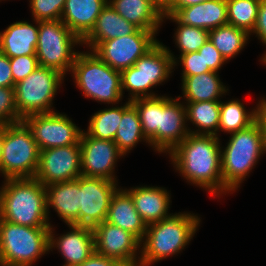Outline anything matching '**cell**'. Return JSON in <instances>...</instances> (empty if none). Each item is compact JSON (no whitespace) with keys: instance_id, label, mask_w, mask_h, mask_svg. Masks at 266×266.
I'll list each match as a JSON object with an SVG mask.
<instances>
[{"instance_id":"484cf974","label":"cell","mask_w":266,"mask_h":266,"mask_svg":"<svg viewBox=\"0 0 266 266\" xmlns=\"http://www.w3.org/2000/svg\"><path fill=\"white\" fill-rule=\"evenodd\" d=\"M38 27L26 21L11 24L0 33V51L9 58L36 55Z\"/></svg>"},{"instance_id":"5bb4252c","label":"cell","mask_w":266,"mask_h":266,"mask_svg":"<svg viewBox=\"0 0 266 266\" xmlns=\"http://www.w3.org/2000/svg\"><path fill=\"white\" fill-rule=\"evenodd\" d=\"M116 182L99 177H79V226L95 227L107 218Z\"/></svg>"},{"instance_id":"e0dca14e","label":"cell","mask_w":266,"mask_h":266,"mask_svg":"<svg viewBox=\"0 0 266 266\" xmlns=\"http://www.w3.org/2000/svg\"><path fill=\"white\" fill-rule=\"evenodd\" d=\"M81 174L85 177H99L116 182L113 175L118 156H123L112 140H100L86 132L80 136Z\"/></svg>"},{"instance_id":"7a4b0ae2","label":"cell","mask_w":266,"mask_h":266,"mask_svg":"<svg viewBox=\"0 0 266 266\" xmlns=\"http://www.w3.org/2000/svg\"><path fill=\"white\" fill-rule=\"evenodd\" d=\"M180 98L156 96L131 101L145 137L158 152L170 153L190 133L185 125L186 107L178 102Z\"/></svg>"},{"instance_id":"8992f818","label":"cell","mask_w":266,"mask_h":266,"mask_svg":"<svg viewBox=\"0 0 266 266\" xmlns=\"http://www.w3.org/2000/svg\"><path fill=\"white\" fill-rule=\"evenodd\" d=\"M50 227H29L0 218V266H31L48 252Z\"/></svg>"},{"instance_id":"74e56055","label":"cell","mask_w":266,"mask_h":266,"mask_svg":"<svg viewBox=\"0 0 266 266\" xmlns=\"http://www.w3.org/2000/svg\"><path fill=\"white\" fill-rule=\"evenodd\" d=\"M180 62L184 67L182 77L194 76L212 71L209 67H205V60L203 59V55L199 52L181 54Z\"/></svg>"},{"instance_id":"8fae6325","label":"cell","mask_w":266,"mask_h":266,"mask_svg":"<svg viewBox=\"0 0 266 266\" xmlns=\"http://www.w3.org/2000/svg\"><path fill=\"white\" fill-rule=\"evenodd\" d=\"M35 22L38 25L36 56L39 66L56 69L65 75L71 71L78 53L72 48L82 41L61 20Z\"/></svg>"},{"instance_id":"7dc6e473","label":"cell","mask_w":266,"mask_h":266,"mask_svg":"<svg viewBox=\"0 0 266 266\" xmlns=\"http://www.w3.org/2000/svg\"><path fill=\"white\" fill-rule=\"evenodd\" d=\"M262 61L266 64V54L262 57Z\"/></svg>"},{"instance_id":"cb8c5ba5","label":"cell","mask_w":266,"mask_h":266,"mask_svg":"<svg viewBox=\"0 0 266 266\" xmlns=\"http://www.w3.org/2000/svg\"><path fill=\"white\" fill-rule=\"evenodd\" d=\"M134 202L135 209L146 225L156 223L170 216L169 193L160 187H136L126 190Z\"/></svg>"},{"instance_id":"7bdbcfd3","label":"cell","mask_w":266,"mask_h":266,"mask_svg":"<svg viewBox=\"0 0 266 266\" xmlns=\"http://www.w3.org/2000/svg\"><path fill=\"white\" fill-rule=\"evenodd\" d=\"M206 0H173L163 11V15H174L179 9L202 3Z\"/></svg>"},{"instance_id":"5b68a950","label":"cell","mask_w":266,"mask_h":266,"mask_svg":"<svg viewBox=\"0 0 266 266\" xmlns=\"http://www.w3.org/2000/svg\"><path fill=\"white\" fill-rule=\"evenodd\" d=\"M263 154V138L256 120L248 128L232 133L227 147L221 151L223 192L234 191Z\"/></svg>"},{"instance_id":"2e32d148","label":"cell","mask_w":266,"mask_h":266,"mask_svg":"<svg viewBox=\"0 0 266 266\" xmlns=\"http://www.w3.org/2000/svg\"><path fill=\"white\" fill-rule=\"evenodd\" d=\"M95 252L123 266H139L136 259L141 241L131 232L106 221L93 227Z\"/></svg>"},{"instance_id":"4dcf8cb0","label":"cell","mask_w":266,"mask_h":266,"mask_svg":"<svg viewBox=\"0 0 266 266\" xmlns=\"http://www.w3.org/2000/svg\"><path fill=\"white\" fill-rule=\"evenodd\" d=\"M249 34L232 25L209 30V39L227 61L240 52L247 43Z\"/></svg>"},{"instance_id":"83f0119b","label":"cell","mask_w":266,"mask_h":266,"mask_svg":"<svg viewBox=\"0 0 266 266\" xmlns=\"http://www.w3.org/2000/svg\"><path fill=\"white\" fill-rule=\"evenodd\" d=\"M141 139L149 143L142 131V125L136 107L129 100L124 105V113L114 138L119 151L124 155Z\"/></svg>"},{"instance_id":"b9f144b4","label":"cell","mask_w":266,"mask_h":266,"mask_svg":"<svg viewBox=\"0 0 266 266\" xmlns=\"http://www.w3.org/2000/svg\"><path fill=\"white\" fill-rule=\"evenodd\" d=\"M79 266H123L117 260L102 256L94 252L87 260Z\"/></svg>"},{"instance_id":"c3c4849f","label":"cell","mask_w":266,"mask_h":266,"mask_svg":"<svg viewBox=\"0 0 266 266\" xmlns=\"http://www.w3.org/2000/svg\"><path fill=\"white\" fill-rule=\"evenodd\" d=\"M63 266H79V265H68V264H64Z\"/></svg>"},{"instance_id":"603a6c76","label":"cell","mask_w":266,"mask_h":266,"mask_svg":"<svg viewBox=\"0 0 266 266\" xmlns=\"http://www.w3.org/2000/svg\"><path fill=\"white\" fill-rule=\"evenodd\" d=\"M115 11L140 30L155 34L163 21V11L152 0H110Z\"/></svg>"},{"instance_id":"836d02e7","label":"cell","mask_w":266,"mask_h":266,"mask_svg":"<svg viewBox=\"0 0 266 266\" xmlns=\"http://www.w3.org/2000/svg\"><path fill=\"white\" fill-rule=\"evenodd\" d=\"M165 17L178 24L175 40L181 54L198 52L200 47L209 39V30L182 24L173 15H163V18Z\"/></svg>"},{"instance_id":"8d00e7d4","label":"cell","mask_w":266,"mask_h":266,"mask_svg":"<svg viewBox=\"0 0 266 266\" xmlns=\"http://www.w3.org/2000/svg\"><path fill=\"white\" fill-rule=\"evenodd\" d=\"M10 66L13 81L16 84L31 74L39 63L36 55H22L10 58Z\"/></svg>"},{"instance_id":"f6af8a7d","label":"cell","mask_w":266,"mask_h":266,"mask_svg":"<svg viewBox=\"0 0 266 266\" xmlns=\"http://www.w3.org/2000/svg\"><path fill=\"white\" fill-rule=\"evenodd\" d=\"M162 11H164L173 0H152Z\"/></svg>"},{"instance_id":"7c38bea8","label":"cell","mask_w":266,"mask_h":266,"mask_svg":"<svg viewBox=\"0 0 266 266\" xmlns=\"http://www.w3.org/2000/svg\"><path fill=\"white\" fill-rule=\"evenodd\" d=\"M152 31L138 29L135 33L99 42L93 51L111 68L122 71L130 68L159 41Z\"/></svg>"},{"instance_id":"9c48e42d","label":"cell","mask_w":266,"mask_h":266,"mask_svg":"<svg viewBox=\"0 0 266 266\" xmlns=\"http://www.w3.org/2000/svg\"><path fill=\"white\" fill-rule=\"evenodd\" d=\"M176 58L158 42L144 56L140 57L133 66L121 71V90H130L132 101L137 98L156 97L148 93L149 88L157 86L169 77Z\"/></svg>"},{"instance_id":"60d3db41","label":"cell","mask_w":266,"mask_h":266,"mask_svg":"<svg viewBox=\"0 0 266 266\" xmlns=\"http://www.w3.org/2000/svg\"><path fill=\"white\" fill-rule=\"evenodd\" d=\"M266 45V0H261L253 32Z\"/></svg>"},{"instance_id":"277c9868","label":"cell","mask_w":266,"mask_h":266,"mask_svg":"<svg viewBox=\"0 0 266 266\" xmlns=\"http://www.w3.org/2000/svg\"><path fill=\"white\" fill-rule=\"evenodd\" d=\"M200 218L192 214H174L147 225L139 266H149L181 251L193 238Z\"/></svg>"},{"instance_id":"4316f807","label":"cell","mask_w":266,"mask_h":266,"mask_svg":"<svg viewBox=\"0 0 266 266\" xmlns=\"http://www.w3.org/2000/svg\"><path fill=\"white\" fill-rule=\"evenodd\" d=\"M182 90L188 102L219 101L227 92L215 71L182 77Z\"/></svg>"},{"instance_id":"ab89813d","label":"cell","mask_w":266,"mask_h":266,"mask_svg":"<svg viewBox=\"0 0 266 266\" xmlns=\"http://www.w3.org/2000/svg\"><path fill=\"white\" fill-rule=\"evenodd\" d=\"M10 58L0 51V87H14Z\"/></svg>"},{"instance_id":"f1b7e54d","label":"cell","mask_w":266,"mask_h":266,"mask_svg":"<svg viewBox=\"0 0 266 266\" xmlns=\"http://www.w3.org/2000/svg\"><path fill=\"white\" fill-rule=\"evenodd\" d=\"M187 104L186 121L189 119L193 124L200 128V131L196 130L194 132L190 130L189 132L191 134L213 135L218 137L220 101L188 102ZM201 129H203V131H201Z\"/></svg>"},{"instance_id":"7402d4cb","label":"cell","mask_w":266,"mask_h":266,"mask_svg":"<svg viewBox=\"0 0 266 266\" xmlns=\"http://www.w3.org/2000/svg\"><path fill=\"white\" fill-rule=\"evenodd\" d=\"M105 221L131 232L141 241V244L144 242L147 225L138 214L131 195L126 190H116L111 198Z\"/></svg>"},{"instance_id":"44dd1931","label":"cell","mask_w":266,"mask_h":266,"mask_svg":"<svg viewBox=\"0 0 266 266\" xmlns=\"http://www.w3.org/2000/svg\"><path fill=\"white\" fill-rule=\"evenodd\" d=\"M47 213L53 207L68 225L79 226V177L69 182H57L45 186Z\"/></svg>"},{"instance_id":"ffe728a7","label":"cell","mask_w":266,"mask_h":266,"mask_svg":"<svg viewBox=\"0 0 266 266\" xmlns=\"http://www.w3.org/2000/svg\"><path fill=\"white\" fill-rule=\"evenodd\" d=\"M173 16L182 24L205 30L228 24L226 0H206L181 8Z\"/></svg>"},{"instance_id":"d6a6232c","label":"cell","mask_w":266,"mask_h":266,"mask_svg":"<svg viewBox=\"0 0 266 266\" xmlns=\"http://www.w3.org/2000/svg\"><path fill=\"white\" fill-rule=\"evenodd\" d=\"M261 0H226L228 24L253 32Z\"/></svg>"},{"instance_id":"d6986e66","label":"cell","mask_w":266,"mask_h":266,"mask_svg":"<svg viewBox=\"0 0 266 266\" xmlns=\"http://www.w3.org/2000/svg\"><path fill=\"white\" fill-rule=\"evenodd\" d=\"M107 3L108 0H66L61 21L82 41Z\"/></svg>"},{"instance_id":"1f68e13d","label":"cell","mask_w":266,"mask_h":266,"mask_svg":"<svg viewBox=\"0 0 266 266\" xmlns=\"http://www.w3.org/2000/svg\"><path fill=\"white\" fill-rule=\"evenodd\" d=\"M123 113L124 106L98 111L90 119L87 134L96 139L114 141Z\"/></svg>"},{"instance_id":"ac0fdd59","label":"cell","mask_w":266,"mask_h":266,"mask_svg":"<svg viewBox=\"0 0 266 266\" xmlns=\"http://www.w3.org/2000/svg\"><path fill=\"white\" fill-rule=\"evenodd\" d=\"M68 226L72 231L58 237L59 239H54L53 228L50 226L49 249L58 247L66 264L80 265L95 252L93 228L73 224Z\"/></svg>"},{"instance_id":"ee69618b","label":"cell","mask_w":266,"mask_h":266,"mask_svg":"<svg viewBox=\"0 0 266 266\" xmlns=\"http://www.w3.org/2000/svg\"><path fill=\"white\" fill-rule=\"evenodd\" d=\"M256 120L260 124L262 138H263V153L266 152V100L262 99Z\"/></svg>"},{"instance_id":"6da1fadb","label":"cell","mask_w":266,"mask_h":266,"mask_svg":"<svg viewBox=\"0 0 266 266\" xmlns=\"http://www.w3.org/2000/svg\"><path fill=\"white\" fill-rule=\"evenodd\" d=\"M219 144L216 136L189 133L169 153L182 176L190 183L209 190L211 195L223 192Z\"/></svg>"},{"instance_id":"ba28073f","label":"cell","mask_w":266,"mask_h":266,"mask_svg":"<svg viewBox=\"0 0 266 266\" xmlns=\"http://www.w3.org/2000/svg\"><path fill=\"white\" fill-rule=\"evenodd\" d=\"M39 157L40 149L23 121L4 125L0 172L5 179L34 178Z\"/></svg>"},{"instance_id":"3957f363","label":"cell","mask_w":266,"mask_h":266,"mask_svg":"<svg viewBox=\"0 0 266 266\" xmlns=\"http://www.w3.org/2000/svg\"><path fill=\"white\" fill-rule=\"evenodd\" d=\"M0 218L29 227H50L46 189L35 178L6 179L0 190Z\"/></svg>"},{"instance_id":"4fadbf2b","label":"cell","mask_w":266,"mask_h":266,"mask_svg":"<svg viewBox=\"0 0 266 266\" xmlns=\"http://www.w3.org/2000/svg\"><path fill=\"white\" fill-rule=\"evenodd\" d=\"M31 130L40 150L80 144L82 130L60 113L35 114L22 120Z\"/></svg>"},{"instance_id":"52a82bcc","label":"cell","mask_w":266,"mask_h":266,"mask_svg":"<svg viewBox=\"0 0 266 266\" xmlns=\"http://www.w3.org/2000/svg\"><path fill=\"white\" fill-rule=\"evenodd\" d=\"M71 71L85 97L108 104L122 99L121 72L107 65L93 51L78 52Z\"/></svg>"},{"instance_id":"f35d334b","label":"cell","mask_w":266,"mask_h":266,"mask_svg":"<svg viewBox=\"0 0 266 266\" xmlns=\"http://www.w3.org/2000/svg\"><path fill=\"white\" fill-rule=\"evenodd\" d=\"M198 52L203 55L205 67H209L215 72H217L226 61L210 39H208L206 43L200 47Z\"/></svg>"},{"instance_id":"30bf717a","label":"cell","mask_w":266,"mask_h":266,"mask_svg":"<svg viewBox=\"0 0 266 266\" xmlns=\"http://www.w3.org/2000/svg\"><path fill=\"white\" fill-rule=\"evenodd\" d=\"M64 76L56 69L38 66L25 79L16 83L14 92L20 118L23 120L30 115L55 112L50 108Z\"/></svg>"},{"instance_id":"d4e9b609","label":"cell","mask_w":266,"mask_h":266,"mask_svg":"<svg viewBox=\"0 0 266 266\" xmlns=\"http://www.w3.org/2000/svg\"><path fill=\"white\" fill-rule=\"evenodd\" d=\"M137 30L136 26L129 23L107 3L97 17L95 26L82 43L88 44L90 49H93L99 42L133 34Z\"/></svg>"},{"instance_id":"f546056e","label":"cell","mask_w":266,"mask_h":266,"mask_svg":"<svg viewBox=\"0 0 266 266\" xmlns=\"http://www.w3.org/2000/svg\"><path fill=\"white\" fill-rule=\"evenodd\" d=\"M260 100L257 108L247 113L245 106L238 100H232L226 103L220 101V120L218 130L230 134L244 130L256 121Z\"/></svg>"},{"instance_id":"e575fe53","label":"cell","mask_w":266,"mask_h":266,"mask_svg":"<svg viewBox=\"0 0 266 266\" xmlns=\"http://www.w3.org/2000/svg\"><path fill=\"white\" fill-rule=\"evenodd\" d=\"M66 0H30L32 15L36 21L61 20Z\"/></svg>"},{"instance_id":"bcb514c9","label":"cell","mask_w":266,"mask_h":266,"mask_svg":"<svg viewBox=\"0 0 266 266\" xmlns=\"http://www.w3.org/2000/svg\"><path fill=\"white\" fill-rule=\"evenodd\" d=\"M3 142H4V125H0V158L2 153Z\"/></svg>"},{"instance_id":"d590c367","label":"cell","mask_w":266,"mask_h":266,"mask_svg":"<svg viewBox=\"0 0 266 266\" xmlns=\"http://www.w3.org/2000/svg\"><path fill=\"white\" fill-rule=\"evenodd\" d=\"M18 115L14 87H0V125L20 122Z\"/></svg>"},{"instance_id":"9a60e30c","label":"cell","mask_w":266,"mask_h":266,"mask_svg":"<svg viewBox=\"0 0 266 266\" xmlns=\"http://www.w3.org/2000/svg\"><path fill=\"white\" fill-rule=\"evenodd\" d=\"M81 174L80 144L40 150L35 179L44 186L76 180Z\"/></svg>"}]
</instances>
